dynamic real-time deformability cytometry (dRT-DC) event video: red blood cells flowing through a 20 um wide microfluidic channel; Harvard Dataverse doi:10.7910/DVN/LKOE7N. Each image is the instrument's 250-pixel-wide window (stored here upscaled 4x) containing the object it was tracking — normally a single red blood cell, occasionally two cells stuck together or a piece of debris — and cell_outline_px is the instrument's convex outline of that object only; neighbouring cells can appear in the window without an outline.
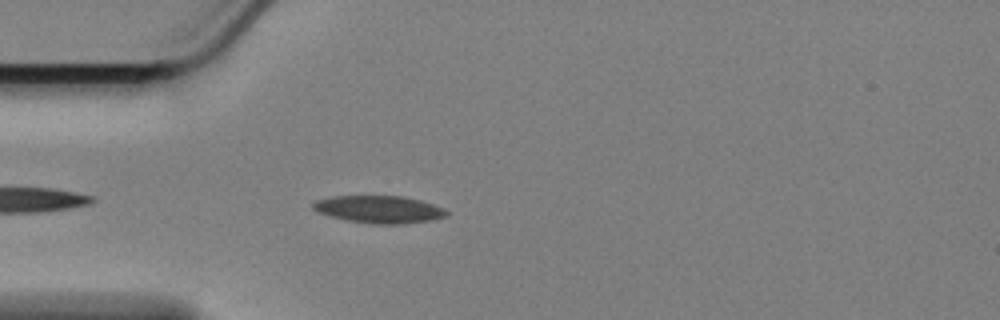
{"species": "Egyptian fruit bat (a non-hibernating species)", "species_latin": "Rousettus aegyptiacus", "temperature_condition": "cold", "stored_images_in_passage": 24, "camera_frame_rate_fps": 3000, "um_per_image_px": 0.085, "animal": {"sex": "female"}, "frame": {"image": 1, "passage_image": 4, "time_ms": 1.0, "image_size_px": [1000, 320], "cell_outline_px": [[448, 216], [432, 220], [404, 224], [372, 224], [348, 220], [316, 212], [312, 208], [312, 204], [316, 200], [332, 196], [404, 196], [420, 200], [444, 208], [448, 212]], "centroid_in_image_um": [32.24, 17.8], "position_along_channel_um": 52.8, "area_um2": 21.39}}
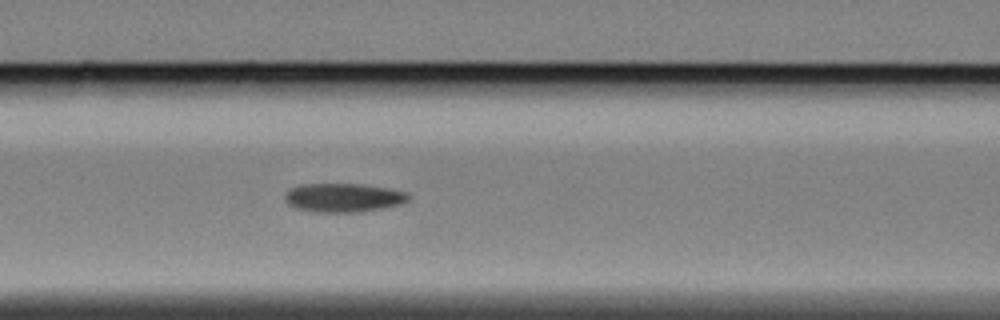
{"frame": {"image": 2, "passage_image": 12, "time_ms": 3.667, "image_size_px": [1000, 320], "cell_outline_px": [[412, 196], [408, 200], [400, 204], [380, 208], [356, 212], [316, 212], [296, 208], [288, 204], [284, 200], [284, 196], [288, 188], [300, 184], [364, 184], [388, 188], [408, 192]], "centroid_in_image_um": [29.16, 16.79], "position_along_channel_um": 137.4, "area_um2": 20.87}}
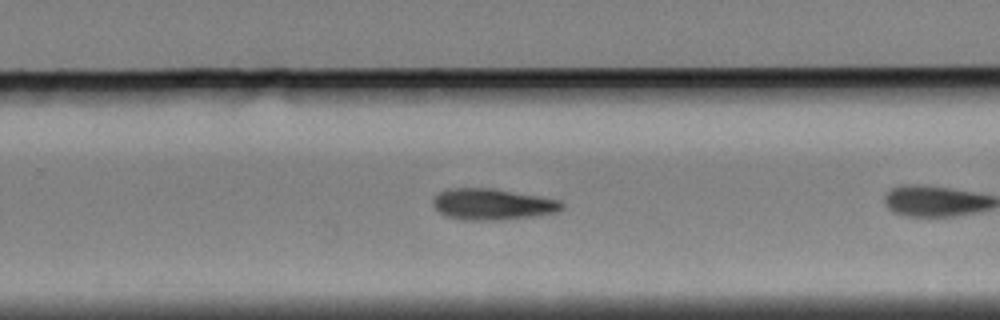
{"frame": {"image": 3, "passage_image": 22, "time_ms": 7.0, "image_size_px": [1000, 320], "cell_outline_px": [[564, 208], [560, 212], [536, 216], [500, 220], [464, 220], [444, 216], [432, 204], [432, 196], [436, 192], [448, 188], [488, 188], [560, 200], [564, 204]], "centroid_in_image_um": [41.82, 17.37], "position_along_channel_um": 288.0, "area_um2": 23.64}}